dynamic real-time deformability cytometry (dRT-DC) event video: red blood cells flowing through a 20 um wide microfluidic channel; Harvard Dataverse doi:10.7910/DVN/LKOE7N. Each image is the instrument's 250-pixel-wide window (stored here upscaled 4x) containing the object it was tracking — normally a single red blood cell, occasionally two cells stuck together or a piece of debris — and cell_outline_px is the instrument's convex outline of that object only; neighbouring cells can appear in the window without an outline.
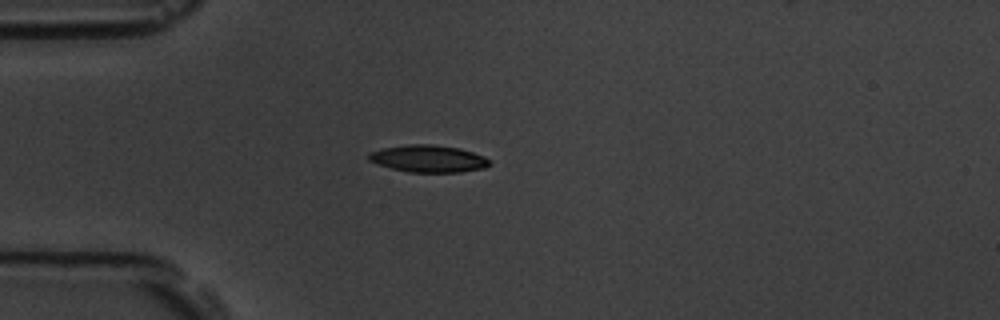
{"species": "common noctule bat (a hibernating species)", "species_latin": "Nyctalus noctula", "temperature_condition": "room temperature", "stored_images_in_passage": 8, "camera_frame_rate_fps": 3000, "um_per_image_px": 0.085, "animal": {"sex": "male", "body_mass_g": 19.5, "forearm_length_mm": 54.6}, "frame": {"image": 1, "passage_image": 5, "time_ms": 1.333, "image_size_px": [1000, 320], "cell_outline_px": [[492, 164], [484, 168], [460, 172], [408, 172], [376, 164], [368, 160], [368, 152], [384, 148], [408, 144], [432, 144], [460, 148], [484, 156], [492, 160]], "centroid_in_image_um": [36.43, 13.48], "position_along_channel_um": 48.6, "area_um2": 19.25}}
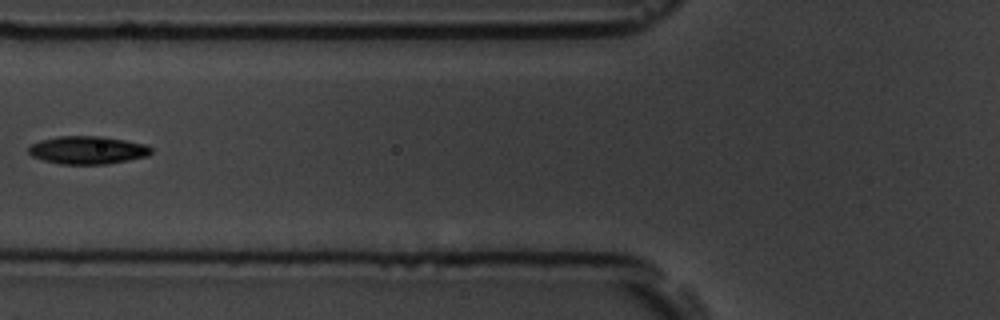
{"frame": {"image": 2, "passage_image": 7, "time_ms": 2.0, "image_size_px": [1000, 320], "cell_outline_px": [[152, 152], [148, 156], [108, 164], [60, 164], [44, 160], [32, 156], [28, 152], [28, 148], [32, 144], [40, 140], [60, 136], [104, 136], [148, 144], [152, 148]], "centroid_in_image_um": [7.49, 12.75], "position_along_channel_um": 118.3, "area_um2": 20.11}}
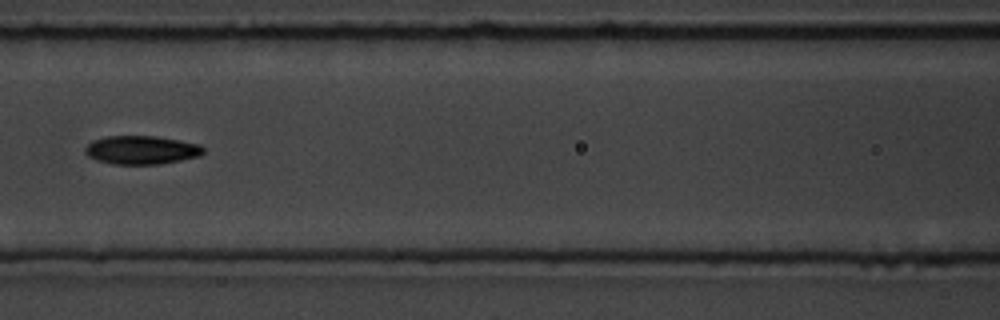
{"frame": {"image": 3, "passage_image": 8, "time_ms": 2.333, "image_size_px": [1000, 320], "cell_outline_px": [[204, 152], [200, 156], [160, 164], [112, 164], [96, 160], [88, 156], [84, 152], [84, 148], [92, 140], [104, 136], [156, 136], [180, 140], [200, 144], [204, 148]], "centroid_in_image_um": [12.01, 12.74], "position_along_channel_um": 154.6, "area_um2": 19.83}}